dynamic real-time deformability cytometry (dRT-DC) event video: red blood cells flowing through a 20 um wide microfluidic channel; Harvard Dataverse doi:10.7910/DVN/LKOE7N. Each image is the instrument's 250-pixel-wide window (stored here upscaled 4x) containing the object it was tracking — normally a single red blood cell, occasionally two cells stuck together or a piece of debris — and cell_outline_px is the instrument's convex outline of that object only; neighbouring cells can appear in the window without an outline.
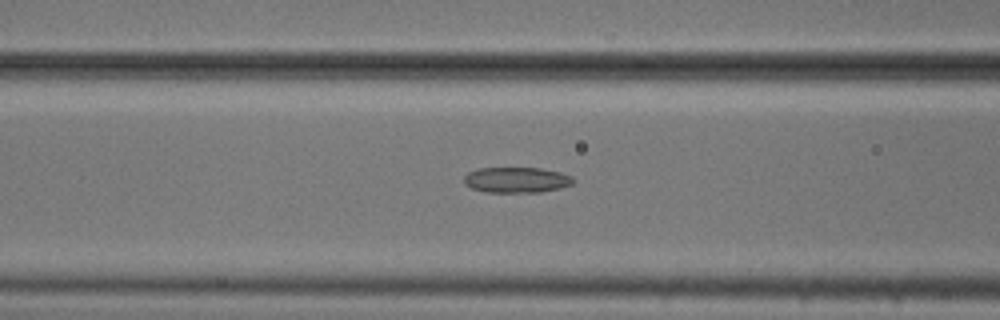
{"species": "common noctule bat (a hibernating species)", "species_latin": "Nyctalus noctula", "temperature_condition": "cold", "stored_images_in_passage": 43, "camera_frame_rate_fps": 3000, "um_per_image_px": 0.085, "animal": {"sex": "male", "body_mass_g": 20.5, "forearm_length_mm": 52.5}, "frame": {"image": 1, "passage_image": 22, "time_ms": 7.0, "image_size_px": [1000, 320], "cell_outline_px": [[576, 180], [572, 184], [560, 188], [540, 192], [488, 192], [472, 188], [464, 184], [464, 176], [468, 172], [476, 168], [540, 168], [560, 172], [572, 176]], "centroid_in_image_um": [43.91, 15.29], "position_along_channel_um": 122.7, "area_um2": 16.36}}
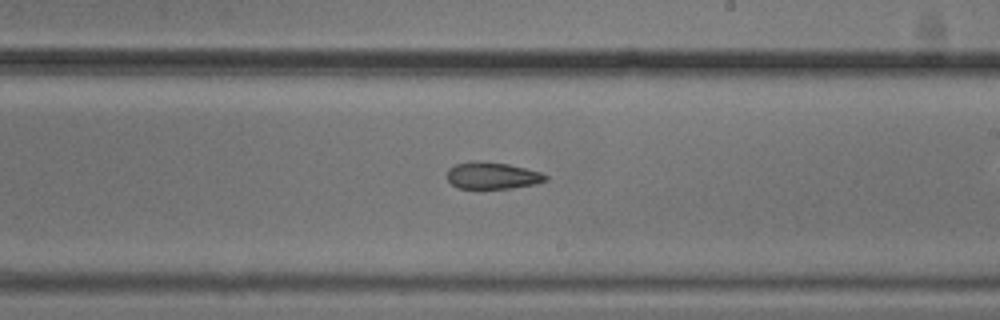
{"frame": {"image": 2, "passage_image": 32, "time_ms": 10.333, "image_size_px": [1000, 320], "cell_outline_px": [[548, 180], [536, 184], [512, 188], [456, 188], [448, 180], [448, 168], [456, 164], [472, 160], [480, 160], [508, 164], [540, 172], [548, 176]], "centroid_in_image_um": [41.84, 14.91], "position_along_channel_um": 247.2, "area_um2": 15.49}}
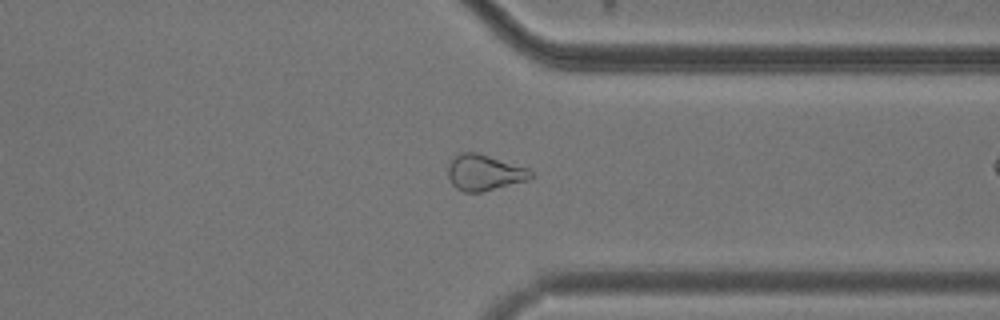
{"frame": {"image": 3, "passage_image": 42, "time_ms": 13.667, "image_size_px": [1000, 320], "cell_outline_px": [[532, 176], [528, 180], [480, 192], [464, 192], [456, 188], [452, 184], [448, 176], [448, 164], [460, 152], [476, 152], [528, 168], [532, 172]], "centroid_in_image_um": [41.15, 14.67], "position_along_channel_um": 370.3, "area_um2": 17.11}}